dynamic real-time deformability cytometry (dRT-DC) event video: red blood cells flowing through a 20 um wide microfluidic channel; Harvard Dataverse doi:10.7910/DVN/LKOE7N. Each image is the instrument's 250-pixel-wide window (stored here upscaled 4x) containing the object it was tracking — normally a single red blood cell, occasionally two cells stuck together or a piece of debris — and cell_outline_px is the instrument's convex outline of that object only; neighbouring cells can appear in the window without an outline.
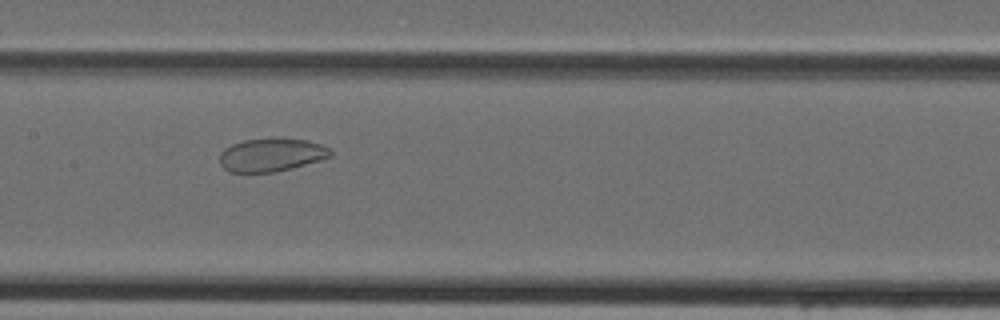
{"species": "Egyptian fruit bat (a non-hibernating species)", "species_latin": "Rousettus aegyptiacus", "temperature_condition": "cold", "stored_images_in_passage": 45, "camera_frame_rate_fps": 3000, "um_per_image_px": 0.085, "animal": {"sex": "female"}, "frame": {"image": 1, "passage_image": 22, "time_ms": 7.0, "image_size_px": [1000, 320], "cell_outline_px": [[332, 156], [320, 160], [292, 168], [276, 172], [228, 172], [220, 164], [220, 152], [224, 148], [232, 144], [244, 140], [308, 140], [332, 148]], "centroid_in_image_um": [23.07, 13.19], "position_along_channel_um": 184.3, "area_um2": 21.1}}
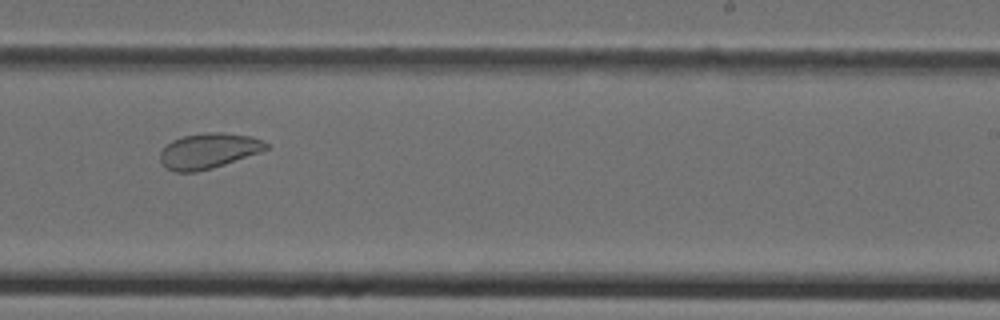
{"frame": {"image": 2, "passage_image": 28, "time_ms": 9.0, "image_size_px": [1000, 320], "cell_outline_px": [[268, 148], [260, 152], [212, 168], [196, 172], [176, 172], [168, 168], [160, 160], [160, 152], [172, 140], [184, 136], [208, 132], [220, 132], [252, 136], [264, 140], [268, 144]], "centroid_in_image_um": [17.75, 12.81], "position_along_channel_um": 271.3, "area_um2": 21.62}}
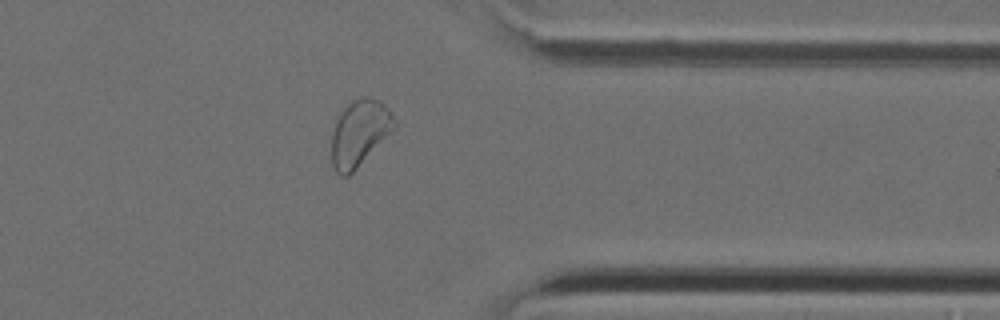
{"frame": {"image": 3, "passage_image": 36, "time_ms": 11.667, "image_size_px": [1000, 320], "cell_outline_px": [[396, 128], [348, 176], [340, 176], [332, 168], [332, 136], [336, 120], [340, 112], [352, 100], [360, 96], [364, 96], [380, 100], [388, 108], [396, 120]], "centroid_in_image_um": [30.56, 11.29], "position_along_channel_um": 380.8, "area_um2": 24.22}}